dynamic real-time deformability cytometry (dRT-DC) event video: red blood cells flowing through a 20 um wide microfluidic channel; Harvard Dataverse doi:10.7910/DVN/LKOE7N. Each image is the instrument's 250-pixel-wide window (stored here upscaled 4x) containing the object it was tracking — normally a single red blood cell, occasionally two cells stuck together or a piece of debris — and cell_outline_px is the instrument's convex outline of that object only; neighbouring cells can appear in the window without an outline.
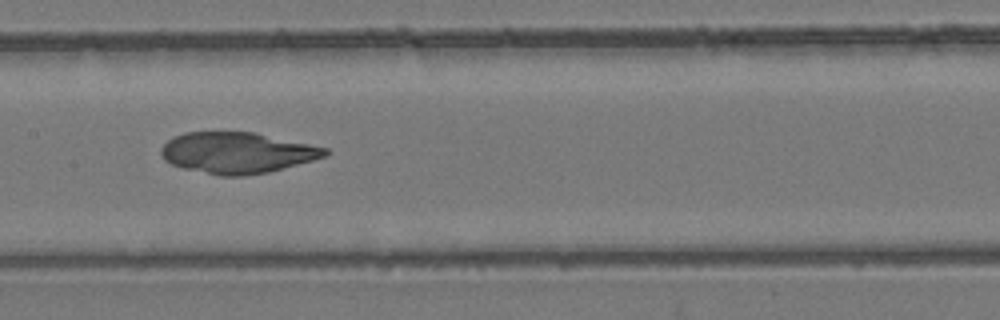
{"species": "common noctule bat (a hibernating species)", "species_latin": "Nyctalus noctula", "temperature_condition": "room temperature", "stored_images_in_passage": 54, "camera_frame_rate_fps": 3000, "um_per_image_px": 0.085, "animal": {"sex": "female", "body_mass_g": 24.6, "forearm_length_mm": 56.2}, "frame": {"image": 1, "passage_image": 27, "time_ms": 8.667, "image_size_px": [1000, 320], "cell_outline_px": [[332, 152], [324, 156], [312, 160], [268, 172], [244, 176], [220, 176], [184, 168], [172, 164], [164, 160], [160, 152], [160, 148], [172, 136], [184, 132], [256, 132], [328, 148]], "centroid_in_image_um": [20.14, 12.97], "position_along_channel_um": 187.3, "area_um2": 39.3}}
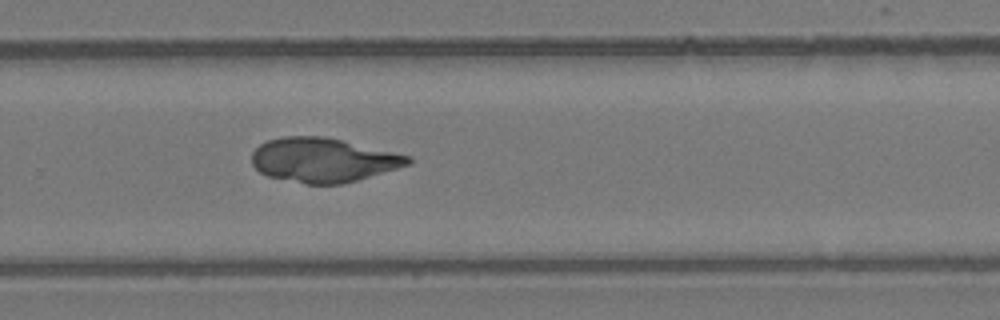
{"frame": {"image": 2, "passage_image": 36, "time_ms": 11.667, "image_size_px": [1000, 320], "cell_outline_px": [[412, 160], [408, 164], [396, 168], [344, 184], [308, 184], [268, 176], [260, 172], [252, 164], [252, 152], [260, 144], [268, 140], [284, 136], [324, 136], [412, 156]], "centroid_in_image_um": [27.45, 13.59], "position_along_channel_um": 302.4, "area_um2": 40.0}}
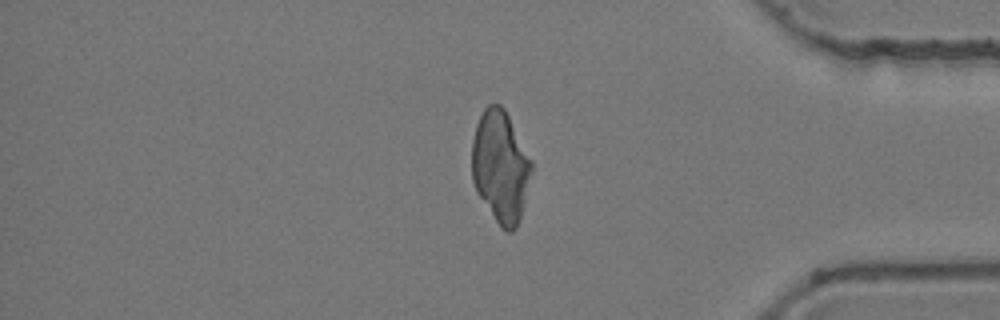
{"frame": {"image": 3, "passage_image": 45, "time_ms": 14.667, "image_size_px": [1000, 320], "cell_outline_px": [[532, 172], [520, 220], [516, 228], [512, 232], [508, 232], [500, 228], [476, 192], [472, 180], [472, 140], [476, 124], [484, 108], [488, 104], [500, 104], [504, 108], [532, 160]], "centroid_in_image_um": [42.53, 14.18], "position_along_channel_um": 392.7, "area_um2": 39.13}}